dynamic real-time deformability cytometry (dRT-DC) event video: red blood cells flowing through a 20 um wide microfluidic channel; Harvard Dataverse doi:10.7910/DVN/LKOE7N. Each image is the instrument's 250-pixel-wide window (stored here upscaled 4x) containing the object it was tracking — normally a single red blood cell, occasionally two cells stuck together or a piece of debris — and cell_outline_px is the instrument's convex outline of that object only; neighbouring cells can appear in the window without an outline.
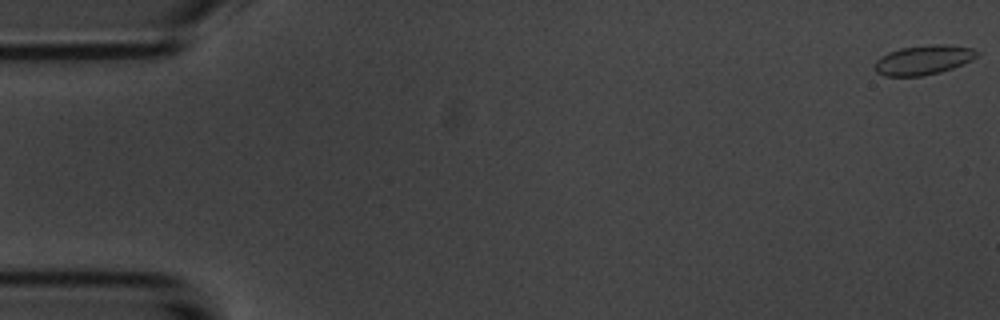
{"species": "common noctule bat (a hibernating species)", "species_latin": "Nyctalus noctula", "temperature_condition": "room temperature", "stored_images_in_passage": 6, "camera_frame_rate_fps": 3000, "um_per_image_px": 0.085, "animal": {"sex": "male", "body_mass_g": 20.1, "forearm_length_mm": 53.5}, "frame": {"image": 1, "passage_image": 1, "time_ms": 0.0, "image_size_px": [1000, 320], "cell_outline_px": [[980, 52], [972, 60], [964, 64], [940, 72], [920, 76], [884, 76], [876, 72], [872, 68], [876, 60], [880, 56], [888, 52], [900, 48], [936, 44], [944, 44], [976, 48]], "centroid_in_image_um": [78.48, 5.09], "position_along_channel_um": 6.5, "area_um2": 17.8}}
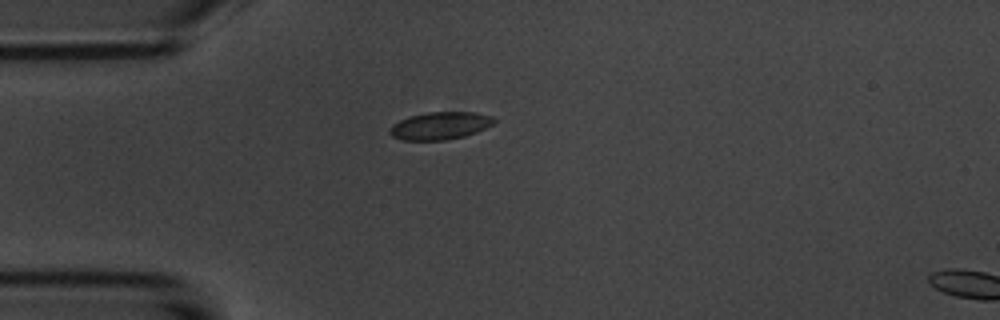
{"frame": {"image": 2, "passage_image": 5, "time_ms": 4.667, "image_size_px": [1000, 320], "cell_outline_px": [[496, 120], [492, 124], [476, 132], [464, 136], [448, 140], [404, 140], [392, 136], [388, 132], [392, 124], [408, 116], [428, 112], [476, 112], [492, 116]], "centroid_in_image_um": [37.39, 10.68], "position_along_channel_um": 47.6, "area_um2": 16.76}}